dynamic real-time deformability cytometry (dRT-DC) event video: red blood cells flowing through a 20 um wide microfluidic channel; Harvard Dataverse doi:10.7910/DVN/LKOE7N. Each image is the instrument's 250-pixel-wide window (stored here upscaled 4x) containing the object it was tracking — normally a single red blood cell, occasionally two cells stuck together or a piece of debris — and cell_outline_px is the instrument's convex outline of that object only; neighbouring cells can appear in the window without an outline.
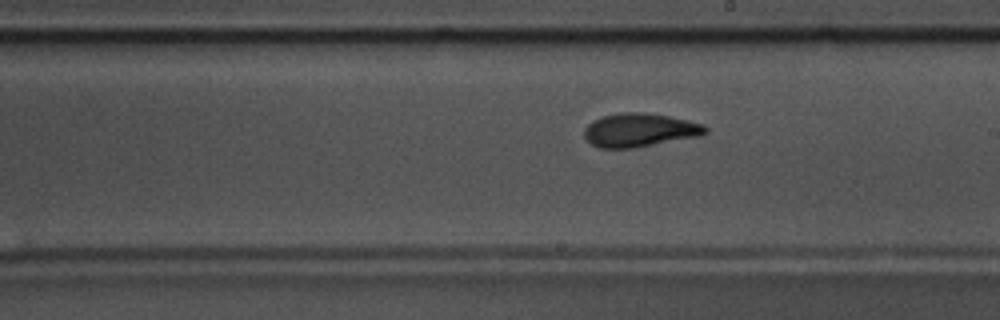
{"species": "common noctule bat (a hibernating species)", "species_latin": "Nyctalus noctula", "temperature_condition": "warm", "stored_images_in_passage": 57, "camera_frame_rate_fps": 3000, "um_per_image_px": 0.085, "animal": {"sex": "male", "body_mass_g": 17.5, "forearm_length_mm": 52.3}, "frame": {"image": 1, "passage_image": 33, "time_ms": 10.667, "image_size_px": [1000, 320], "cell_outline_px": [[708, 132], [700, 136], [636, 148], [600, 148], [592, 144], [584, 136], [584, 128], [592, 120], [604, 116], [620, 112], [644, 112], [668, 116], [688, 120], [704, 124], [708, 128]], "centroid_in_image_um": [54.39, 11.06], "position_along_channel_um": 234.6, "area_um2": 23.87}, "authors_computed_cell_mechanics": {"area_um2": 22.5998, "velocity_mm_per_s": 3.5997, "shape_relaxation_time_tau1_ms": 3.7402, "shape_relaxation_time_tau2_ms": 1.7019, "deformation_change_tau1": 0.1463, "deformation_change_tau2": 0.0776}}